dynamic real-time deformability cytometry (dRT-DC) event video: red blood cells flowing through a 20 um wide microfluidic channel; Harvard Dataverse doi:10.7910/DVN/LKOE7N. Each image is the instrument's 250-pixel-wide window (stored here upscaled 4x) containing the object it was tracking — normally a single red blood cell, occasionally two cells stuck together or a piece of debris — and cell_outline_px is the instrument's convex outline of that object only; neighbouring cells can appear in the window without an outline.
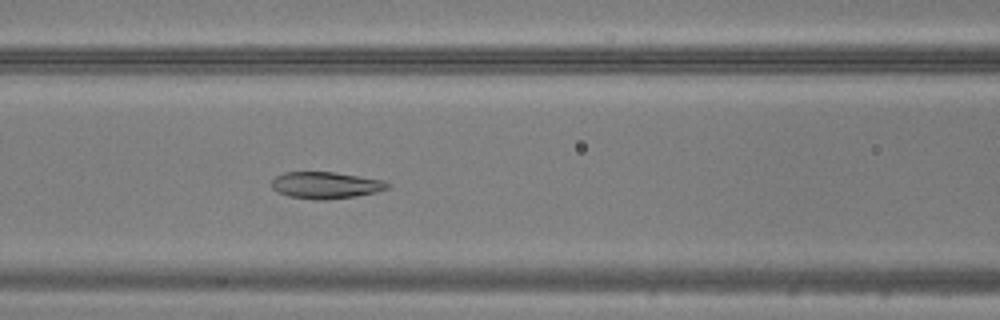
{"species": "common noctule bat (a hibernating species)", "species_latin": "Nyctalus noctula", "temperature_condition": "warm", "stored_images_in_passage": 34, "camera_frame_rate_fps": 3000, "um_per_image_px": 0.085, "animal": {"sex": "male", "body_mass_g": 20.5, "forearm_length_mm": 52.5}, "frame": {"image": 1, "passage_image": 6, "time_ms": 1.667, "image_size_px": [1000, 320], "cell_outline_px": [[392, 184], [388, 188], [376, 192], [356, 196], [328, 200], [312, 200], [288, 196], [276, 192], [272, 188], [272, 180], [276, 176], [284, 172], [332, 172], [384, 180]], "centroid_in_image_um": [27.68, 15.75], "position_along_channel_um": 138.9, "area_um2": 18.21}}
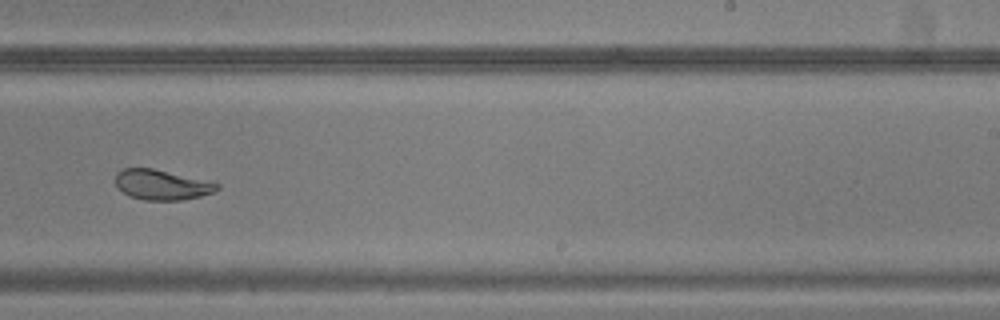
{"frame": {"image": 2, "passage_image": 16, "time_ms": 5.0, "image_size_px": [1000, 320], "cell_outline_px": [[220, 188], [212, 192], [200, 196], [180, 200], [144, 200], [128, 196], [116, 184], [116, 172], [124, 168], [152, 168], [220, 184]], "centroid_in_image_um": [13.72, 15.71], "position_along_channel_um": 275.3, "area_um2": 17.51}}
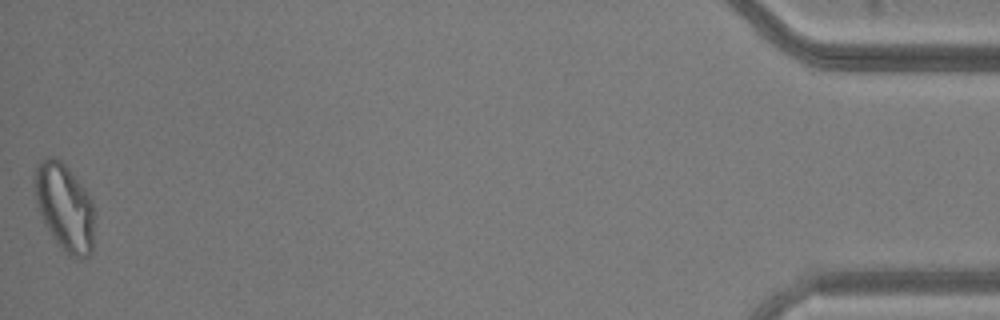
{"frame": {"image": 3, "passage_image": 34, "time_ms": 11.0, "image_size_px": [1000, 320], "cell_outline_px": [[96, 212], [92, 252], [88, 256], [68, 256], [56, 244], [40, 212], [36, 200], [36, 168], [40, 160], [48, 156], [56, 156], [68, 168], [84, 188], [92, 200]], "centroid_in_image_um": [5.55, 17.63], "position_along_channel_um": 429.7, "area_um2": 30.35}}